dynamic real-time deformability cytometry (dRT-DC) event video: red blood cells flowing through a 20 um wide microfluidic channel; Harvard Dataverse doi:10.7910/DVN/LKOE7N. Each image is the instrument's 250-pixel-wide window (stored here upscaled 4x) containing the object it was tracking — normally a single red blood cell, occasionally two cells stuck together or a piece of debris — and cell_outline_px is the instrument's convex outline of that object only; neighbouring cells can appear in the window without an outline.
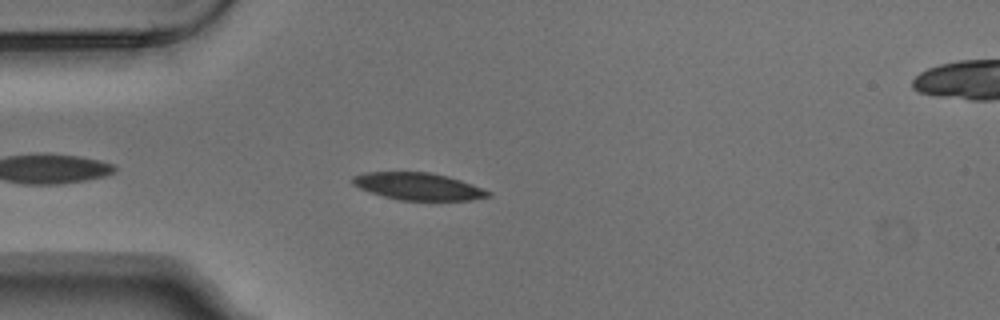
{"species": "Egyptian fruit bat (a non-hibernating species)", "species_latin": "Rousettus aegyptiacus", "temperature_condition": "warm", "stored_images_in_passage": 4, "camera_frame_rate_fps": 3000, "um_per_image_px": 0.085, "animal": {"sex": "male"}, "frame": {"image": 1, "passage_image": 3, "time_ms": 0.667, "image_size_px": [1000, 320], "cell_outline_px": [[492, 196], [472, 200], [400, 200], [384, 196], [360, 188], [352, 184], [352, 176], [364, 172], [432, 172], [448, 176], [472, 184], [492, 192]], "centroid_in_image_um": [35.58, 15.84], "position_along_channel_um": 49.4, "area_um2": 21.5}}